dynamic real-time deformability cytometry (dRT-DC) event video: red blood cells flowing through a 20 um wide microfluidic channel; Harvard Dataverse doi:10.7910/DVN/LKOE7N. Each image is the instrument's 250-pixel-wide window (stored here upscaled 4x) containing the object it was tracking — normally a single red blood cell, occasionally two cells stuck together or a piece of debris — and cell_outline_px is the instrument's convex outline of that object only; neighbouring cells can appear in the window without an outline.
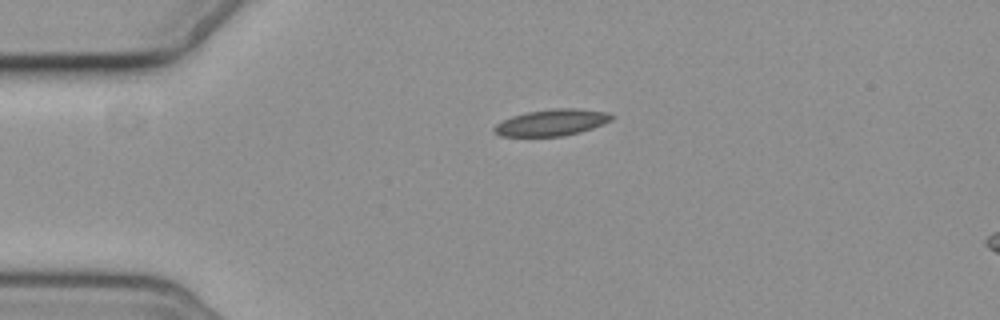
{"species": "common noctule bat (a hibernating species)", "species_latin": "Nyctalus noctula", "temperature_condition": "cold", "stored_images_in_passage": 3, "segment_of_instrument_passage": [1, 2], "camera_frame_rate_fps": 3000, "um_per_image_px": 0.085, "animal": {"sex": "female", "body_mass_g": 19.3, "forearm_length_mm": 54.1}, "frame": {"image": 1, "passage_image": 1, "time_ms": 0.0, "image_size_px": [1000, 320], "cell_outline_px": [[616, 116], [612, 120], [604, 124], [580, 132], [564, 136], [500, 136], [492, 132], [492, 128], [496, 124], [512, 116], [528, 112], [552, 108], [576, 108], [608, 112]], "centroid_in_image_um": [46.92, 10.41], "position_along_channel_um": 38.1, "area_um2": 18.26}}